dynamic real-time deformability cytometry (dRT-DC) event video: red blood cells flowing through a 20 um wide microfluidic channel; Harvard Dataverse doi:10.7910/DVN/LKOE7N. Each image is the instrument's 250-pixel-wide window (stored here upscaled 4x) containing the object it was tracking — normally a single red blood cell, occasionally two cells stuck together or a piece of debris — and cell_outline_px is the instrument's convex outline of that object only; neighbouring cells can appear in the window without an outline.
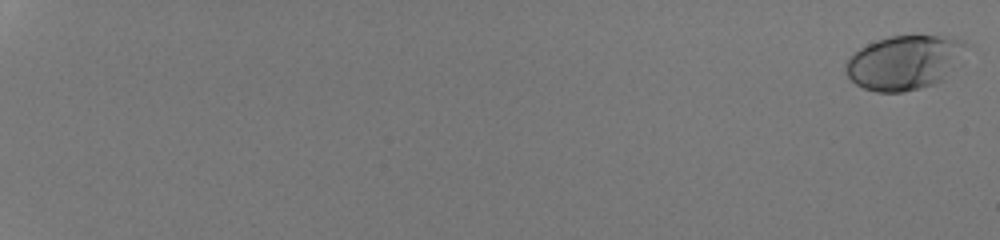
{"species": "human", "species_latin": "Homo sapiens", "temperature_condition": "room temperature", "stored_images_in_passage": 54, "camera_frame_rate_fps": 3000, "um_per_image_px": 0.085, "donor": {"sex": "male"}, "frame": {"image": 1, "passage_image": 1, "time_ms": 0.0, "image_size_px": [1000, 240], "cell_outline_px": [[972, 44], [960, 64], [944, 80], [932, 84], [904, 92], [876, 92], [864, 88], [856, 84], [844, 72], [844, 64], [860, 48], [868, 44], [888, 36], [952, 36], [964, 40]], "centroid_in_image_um": [76.98, 5.3], "position_along_channel_um": 8.0, "area_um2": 38.78}}
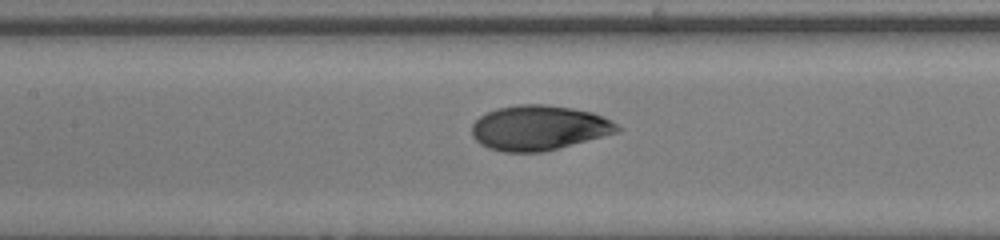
{"frame": {"image": 2, "passage_image": 31, "time_ms": 10.0, "image_size_px": [1000, 240], "cell_outline_px": [[624, 128], [620, 132], [544, 152], [504, 152], [488, 148], [480, 144], [472, 136], [472, 124], [480, 116], [496, 108], [520, 104], [544, 104], [572, 108], [592, 112], [612, 120]], "centroid_in_image_um": [45.84, 10.87], "position_along_channel_um": 161.6, "area_um2": 38.38}}
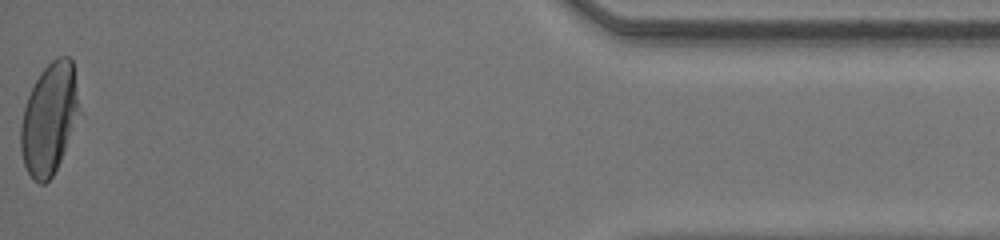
{"frame": {"image": 3, "passage_image": 54, "time_ms": 17.667, "image_size_px": [1000, 240], "cell_outline_px": [[80, 112], [64, 152], [52, 176], [44, 184], [40, 184], [32, 180], [24, 164], [20, 148], [20, 124], [24, 108], [28, 96], [40, 72], [56, 56], [68, 56], [72, 60]], "centroid_in_image_um": [4.17, 10.1], "position_along_channel_um": 431.0, "area_um2": 37.69}, "authors_computed_cell_mechanics": {"area_um2": 37.6278, "velocity_mm_per_s": 4.3069, "shape_relaxation_time_tau1_ms": 3.3459, "shape_relaxation_time_tau2_ms": null, "deformation_change_tau1": 0.1739, "deformation_change_tau2": null}}